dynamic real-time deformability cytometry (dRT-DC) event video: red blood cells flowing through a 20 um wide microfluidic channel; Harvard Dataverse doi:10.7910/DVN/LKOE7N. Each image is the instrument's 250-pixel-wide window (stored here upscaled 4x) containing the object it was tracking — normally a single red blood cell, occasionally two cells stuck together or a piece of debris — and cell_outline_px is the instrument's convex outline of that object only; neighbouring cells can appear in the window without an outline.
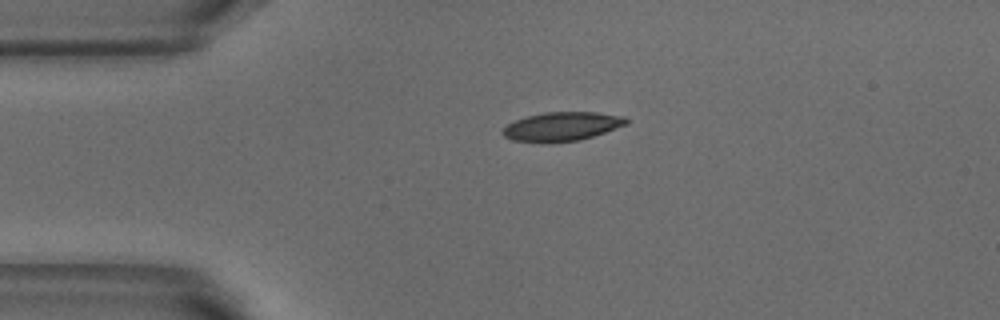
{"species": "common noctule bat (a hibernating species)", "species_latin": "Nyctalus noctula", "temperature_condition": "warm", "stored_images_in_passage": 2, "camera_frame_rate_fps": 3000, "um_per_image_px": 0.085, "animal": {"sex": "male", "body_mass_g": 18.8}, "frame": {"image": 1, "passage_image": 1, "time_ms": 0.0, "image_size_px": [1000, 320], "cell_outline_px": [[628, 124], [580, 140], [548, 144], [540, 144], [512, 140], [504, 136], [504, 128], [508, 124], [516, 120], [528, 116], [544, 112], [596, 112], [624, 116], [628, 120]], "centroid_in_image_um": [47.76, 10.77], "position_along_channel_um": 37.2, "area_um2": 20.98}}